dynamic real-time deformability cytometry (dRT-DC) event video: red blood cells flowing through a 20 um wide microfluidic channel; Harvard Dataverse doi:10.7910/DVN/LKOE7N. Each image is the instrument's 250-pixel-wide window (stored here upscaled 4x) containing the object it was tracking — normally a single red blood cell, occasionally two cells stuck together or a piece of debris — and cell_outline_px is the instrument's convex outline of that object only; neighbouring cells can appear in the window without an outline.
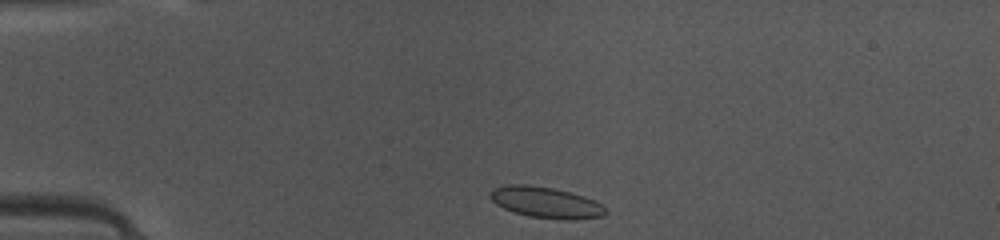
{"species": "common noctule bat (a hibernating species)", "species_latin": "Nyctalus noctula", "temperature_condition": "warm", "stored_images_in_passage": 38, "camera_frame_rate_fps": 3000, "um_per_image_px": 0.085, "animal": {"sex": "female", "body_mass_g": 10.0, "forearm_length_mm": 53.1}, "frame": {"image": 1, "passage_image": 1, "time_ms": 0.0, "image_size_px": [1000, 240], "cell_outline_px": [[608, 212], [604, 216], [576, 220], [568, 220], [528, 216], [512, 212], [496, 204], [488, 196], [488, 192], [492, 188], [508, 184], [524, 184], [552, 188], [584, 196], [596, 200]], "centroid_in_image_um": [46.37, 17.21], "position_along_channel_um": 38.6, "area_um2": 21.04}}
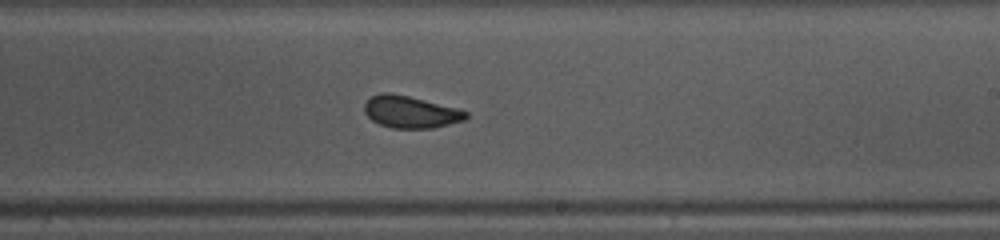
{"frame": {"image": 2, "passage_image": 19, "time_ms": 6.0, "image_size_px": [1000, 240], "cell_outline_px": [[468, 116], [464, 120], [432, 128], [392, 128], [380, 124], [372, 120], [364, 112], [364, 104], [372, 96], [380, 92], [388, 92], [408, 96], [460, 108], [468, 112]], "centroid_in_image_um": [34.9, 9.51], "position_along_channel_um": 254.1, "area_um2": 18.96}}
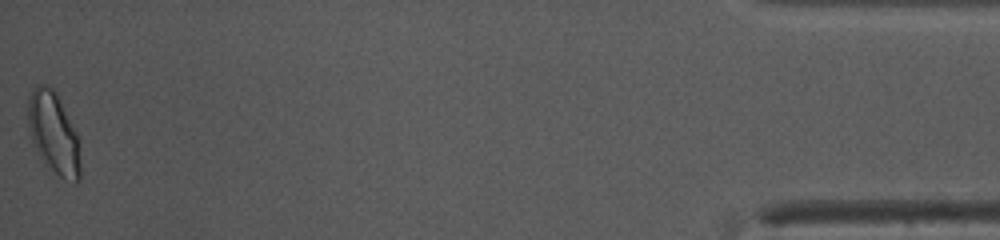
{"frame": {"image": 3, "passage_image": 38, "time_ms": 12.333, "image_size_px": [1000, 240], "cell_outline_px": [[80, 180], [76, 184], [64, 180], [52, 168], [36, 148], [32, 140], [28, 124], [28, 100], [36, 84], [44, 84], [52, 88], [56, 92], [80, 140]], "centroid_in_image_um": [4.6, 11.31], "position_along_channel_um": 430.6, "area_um2": 24.51}, "authors_computed_cell_mechanics": {"area_um2": 19.2474, "velocity_mm_per_s": 4.1435, "shape_relaxation_time_tau1_ms": 3.7879, "shape_relaxation_time_tau2_ms": 1.0563, "deformation_change_tau1": 0.0939, "deformation_change_tau2": 0.0431}}